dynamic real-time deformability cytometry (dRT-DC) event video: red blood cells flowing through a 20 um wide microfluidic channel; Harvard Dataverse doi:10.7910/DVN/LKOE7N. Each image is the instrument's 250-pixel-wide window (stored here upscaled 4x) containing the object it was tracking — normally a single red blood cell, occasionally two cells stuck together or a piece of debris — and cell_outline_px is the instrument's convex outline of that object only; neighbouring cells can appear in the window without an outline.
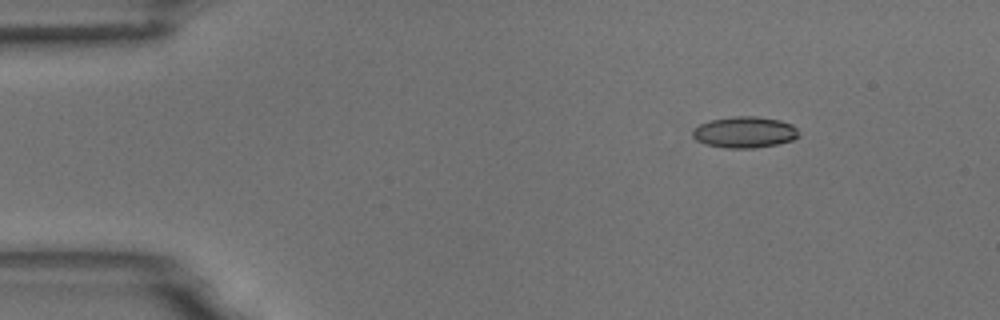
{"species": "common noctule bat (a hibernating species)", "species_latin": "Nyctalus noctula", "temperature_condition": "room temperature", "stored_images_in_passage": 5, "camera_frame_rate_fps": 3000, "um_per_image_px": 0.085, "animal": {"sex": "male", "body_mass_g": 18.8}, "frame": {"image": 1, "passage_image": 1, "time_ms": 0.0, "image_size_px": [1000, 320], "cell_outline_px": [[800, 136], [792, 140], [776, 144], [756, 148], [724, 148], [704, 144], [696, 140], [692, 136], [692, 128], [700, 124], [712, 120], [732, 116], [756, 116], [780, 120], [792, 124], [796, 128]], "centroid_in_image_um": [63.27, 11.24], "position_along_channel_um": 21.7, "area_um2": 19.48}}
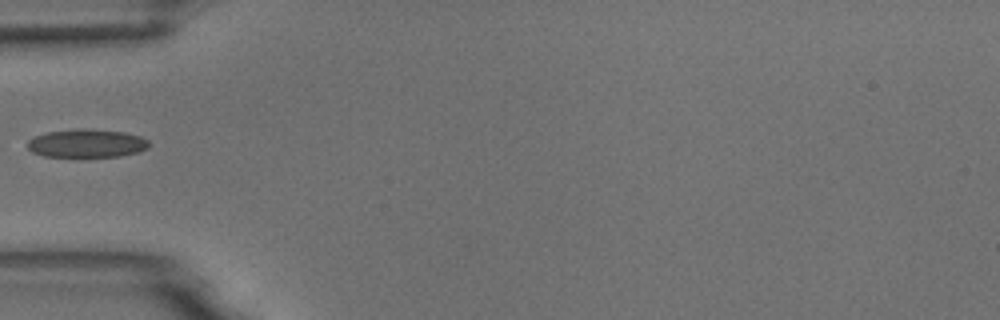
{"frame": {"image": 2, "passage_image": 4, "time_ms": 1.0, "image_size_px": [1000, 320], "cell_outline_px": [[148, 148], [136, 152], [120, 156], [44, 156], [32, 152], [28, 148], [28, 140], [44, 132], [76, 128], [84, 128], [124, 132], [140, 136], [148, 140]], "centroid_in_image_um": [7.35, 12.16], "position_along_channel_um": 77.7, "area_um2": 19.94}}